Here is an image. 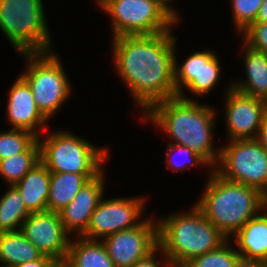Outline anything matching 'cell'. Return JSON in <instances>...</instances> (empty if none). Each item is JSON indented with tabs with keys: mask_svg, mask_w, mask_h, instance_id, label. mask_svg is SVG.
Here are the masks:
<instances>
[{
	"mask_svg": "<svg viewBox=\"0 0 267 267\" xmlns=\"http://www.w3.org/2000/svg\"><path fill=\"white\" fill-rule=\"evenodd\" d=\"M111 39L116 75L127 85L142 115L155 103L177 96L174 67L178 39L172 30Z\"/></svg>",
	"mask_w": 267,
	"mask_h": 267,
	"instance_id": "obj_1",
	"label": "cell"
},
{
	"mask_svg": "<svg viewBox=\"0 0 267 267\" xmlns=\"http://www.w3.org/2000/svg\"><path fill=\"white\" fill-rule=\"evenodd\" d=\"M214 109L210 105L176 96L155 103L141 119L149 120L169 135V139L173 140L169 144L188 147L213 169L220 156V147L215 148L213 144L216 125Z\"/></svg>",
	"mask_w": 267,
	"mask_h": 267,
	"instance_id": "obj_2",
	"label": "cell"
},
{
	"mask_svg": "<svg viewBox=\"0 0 267 267\" xmlns=\"http://www.w3.org/2000/svg\"><path fill=\"white\" fill-rule=\"evenodd\" d=\"M195 205L229 240L249 220L267 207L259 190L224 179L213 169Z\"/></svg>",
	"mask_w": 267,
	"mask_h": 267,
	"instance_id": "obj_3",
	"label": "cell"
},
{
	"mask_svg": "<svg viewBox=\"0 0 267 267\" xmlns=\"http://www.w3.org/2000/svg\"><path fill=\"white\" fill-rule=\"evenodd\" d=\"M189 209L157 221L158 246L174 265H186L227 240L195 204Z\"/></svg>",
	"mask_w": 267,
	"mask_h": 267,
	"instance_id": "obj_4",
	"label": "cell"
},
{
	"mask_svg": "<svg viewBox=\"0 0 267 267\" xmlns=\"http://www.w3.org/2000/svg\"><path fill=\"white\" fill-rule=\"evenodd\" d=\"M40 161L50 172H70L85 174L90 180L104 170V163L109 157L107 148L92 145L85 138L72 134L68 130H59L38 137Z\"/></svg>",
	"mask_w": 267,
	"mask_h": 267,
	"instance_id": "obj_5",
	"label": "cell"
},
{
	"mask_svg": "<svg viewBox=\"0 0 267 267\" xmlns=\"http://www.w3.org/2000/svg\"><path fill=\"white\" fill-rule=\"evenodd\" d=\"M111 19L113 38L168 32L180 21L178 12L164 0H97Z\"/></svg>",
	"mask_w": 267,
	"mask_h": 267,
	"instance_id": "obj_6",
	"label": "cell"
},
{
	"mask_svg": "<svg viewBox=\"0 0 267 267\" xmlns=\"http://www.w3.org/2000/svg\"><path fill=\"white\" fill-rule=\"evenodd\" d=\"M45 16L43 0H0L1 32L19 54L54 50Z\"/></svg>",
	"mask_w": 267,
	"mask_h": 267,
	"instance_id": "obj_7",
	"label": "cell"
},
{
	"mask_svg": "<svg viewBox=\"0 0 267 267\" xmlns=\"http://www.w3.org/2000/svg\"><path fill=\"white\" fill-rule=\"evenodd\" d=\"M21 55L27 64L20 76L29 84L38 109L49 120L69 100L72 91L61 58L54 50Z\"/></svg>",
	"mask_w": 267,
	"mask_h": 267,
	"instance_id": "obj_8",
	"label": "cell"
},
{
	"mask_svg": "<svg viewBox=\"0 0 267 267\" xmlns=\"http://www.w3.org/2000/svg\"><path fill=\"white\" fill-rule=\"evenodd\" d=\"M220 146L213 170L224 179L259 190L267 197V151L257 139H237ZM226 145V146H225Z\"/></svg>",
	"mask_w": 267,
	"mask_h": 267,
	"instance_id": "obj_9",
	"label": "cell"
},
{
	"mask_svg": "<svg viewBox=\"0 0 267 267\" xmlns=\"http://www.w3.org/2000/svg\"><path fill=\"white\" fill-rule=\"evenodd\" d=\"M146 199V196H133L106 200L103 196L91 216L86 232L81 237L102 241L113 233L136 227L142 222Z\"/></svg>",
	"mask_w": 267,
	"mask_h": 267,
	"instance_id": "obj_10",
	"label": "cell"
},
{
	"mask_svg": "<svg viewBox=\"0 0 267 267\" xmlns=\"http://www.w3.org/2000/svg\"><path fill=\"white\" fill-rule=\"evenodd\" d=\"M176 54L175 50L174 85L178 97L186 100L193 99L186 97L184 93L186 88L187 91L192 92L191 94L194 93L202 98L216 87L222 69L218 54L209 49L195 51L189 57L187 56L183 63H177Z\"/></svg>",
	"mask_w": 267,
	"mask_h": 267,
	"instance_id": "obj_11",
	"label": "cell"
},
{
	"mask_svg": "<svg viewBox=\"0 0 267 267\" xmlns=\"http://www.w3.org/2000/svg\"><path fill=\"white\" fill-rule=\"evenodd\" d=\"M158 220L144 218L134 228L105 237L102 242L115 267H132L158 246Z\"/></svg>",
	"mask_w": 267,
	"mask_h": 267,
	"instance_id": "obj_12",
	"label": "cell"
},
{
	"mask_svg": "<svg viewBox=\"0 0 267 267\" xmlns=\"http://www.w3.org/2000/svg\"><path fill=\"white\" fill-rule=\"evenodd\" d=\"M225 90V124L228 140L257 139L267 109L260 97L243 94L232 88Z\"/></svg>",
	"mask_w": 267,
	"mask_h": 267,
	"instance_id": "obj_13",
	"label": "cell"
},
{
	"mask_svg": "<svg viewBox=\"0 0 267 267\" xmlns=\"http://www.w3.org/2000/svg\"><path fill=\"white\" fill-rule=\"evenodd\" d=\"M20 231L44 255L58 263L66 261L71 236L65 231L59 213H31Z\"/></svg>",
	"mask_w": 267,
	"mask_h": 267,
	"instance_id": "obj_14",
	"label": "cell"
},
{
	"mask_svg": "<svg viewBox=\"0 0 267 267\" xmlns=\"http://www.w3.org/2000/svg\"><path fill=\"white\" fill-rule=\"evenodd\" d=\"M104 171L86 182L68 205L59 212L65 231L81 237L105 192ZM74 233V234H73Z\"/></svg>",
	"mask_w": 267,
	"mask_h": 267,
	"instance_id": "obj_15",
	"label": "cell"
},
{
	"mask_svg": "<svg viewBox=\"0 0 267 267\" xmlns=\"http://www.w3.org/2000/svg\"><path fill=\"white\" fill-rule=\"evenodd\" d=\"M6 119L12 129H22L40 136L48 119L38 109L29 84L19 75L9 88Z\"/></svg>",
	"mask_w": 267,
	"mask_h": 267,
	"instance_id": "obj_16",
	"label": "cell"
},
{
	"mask_svg": "<svg viewBox=\"0 0 267 267\" xmlns=\"http://www.w3.org/2000/svg\"><path fill=\"white\" fill-rule=\"evenodd\" d=\"M232 238L240 258L267 263V207L249 219Z\"/></svg>",
	"mask_w": 267,
	"mask_h": 267,
	"instance_id": "obj_17",
	"label": "cell"
},
{
	"mask_svg": "<svg viewBox=\"0 0 267 267\" xmlns=\"http://www.w3.org/2000/svg\"><path fill=\"white\" fill-rule=\"evenodd\" d=\"M51 172L40 161L14 186L30 213L47 211Z\"/></svg>",
	"mask_w": 267,
	"mask_h": 267,
	"instance_id": "obj_18",
	"label": "cell"
},
{
	"mask_svg": "<svg viewBox=\"0 0 267 267\" xmlns=\"http://www.w3.org/2000/svg\"><path fill=\"white\" fill-rule=\"evenodd\" d=\"M243 45L246 80L234 81L232 88L246 95L261 97L267 90V53L258 52L245 43Z\"/></svg>",
	"mask_w": 267,
	"mask_h": 267,
	"instance_id": "obj_19",
	"label": "cell"
},
{
	"mask_svg": "<svg viewBox=\"0 0 267 267\" xmlns=\"http://www.w3.org/2000/svg\"><path fill=\"white\" fill-rule=\"evenodd\" d=\"M75 238V241L70 239L64 262L67 267H115L102 241Z\"/></svg>",
	"mask_w": 267,
	"mask_h": 267,
	"instance_id": "obj_20",
	"label": "cell"
},
{
	"mask_svg": "<svg viewBox=\"0 0 267 267\" xmlns=\"http://www.w3.org/2000/svg\"><path fill=\"white\" fill-rule=\"evenodd\" d=\"M43 255L20 230L0 233L1 267H15L40 259Z\"/></svg>",
	"mask_w": 267,
	"mask_h": 267,
	"instance_id": "obj_21",
	"label": "cell"
},
{
	"mask_svg": "<svg viewBox=\"0 0 267 267\" xmlns=\"http://www.w3.org/2000/svg\"><path fill=\"white\" fill-rule=\"evenodd\" d=\"M89 180L85 174L51 172L47 211L59 213Z\"/></svg>",
	"mask_w": 267,
	"mask_h": 267,
	"instance_id": "obj_22",
	"label": "cell"
},
{
	"mask_svg": "<svg viewBox=\"0 0 267 267\" xmlns=\"http://www.w3.org/2000/svg\"><path fill=\"white\" fill-rule=\"evenodd\" d=\"M30 214L19 190L9 186L0 197V233L20 230Z\"/></svg>",
	"mask_w": 267,
	"mask_h": 267,
	"instance_id": "obj_23",
	"label": "cell"
},
{
	"mask_svg": "<svg viewBox=\"0 0 267 267\" xmlns=\"http://www.w3.org/2000/svg\"><path fill=\"white\" fill-rule=\"evenodd\" d=\"M39 162L40 145L37 139L25 152L0 160V176L8 186H13Z\"/></svg>",
	"mask_w": 267,
	"mask_h": 267,
	"instance_id": "obj_24",
	"label": "cell"
},
{
	"mask_svg": "<svg viewBox=\"0 0 267 267\" xmlns=\"http://www.w3.org/2000/svg\"><path fill=\"white\" fill-rule=\"evenodd\" d=\"M228 239L217 249L197 256L189 261L186 267H233L240 255L230 245Z\"/></svg>",
	"mask_w": 267,
	"mask_h": 267,
	"instance_id": "obj_25",
	"label": "cell"
},
{
	"mask_svg": "<svg viewBox=\"0 0 267 267\" xmlns=\"http://www.w3.org/2000/svg\"><path fill=\"white\" fill-rule=\"evenodd\" d=\"M38 137L26 130L0 131V160L25 152Z\"/></svg>",
	"mask_w": 267,
	"mask_h": 267,
	"instance_id": "obj_26",
	"label": "cell"
},
{
	"mask_svg": "<svg viewBox=\"0 0 267 267\" xmlns=\"http://www.w3.org/2000/svg\"><path fill=\"white\" fill-rule=\"evenodd\" d=\"M166 159H165V163L167 164L166 166H168V168L171 169L172 172L174 171H183L184 170H189L191 169L193 166L194 168L196 167V165L202 166V168L204 167H208L209 169L211 168L210 165L202 158L200 157L197 153H194L191 149H189L186 146H180V145H176V144H168L167 145V150H166ZM179 154V157H181V159L186 158L185 160L187 161H183L182 160H178L175 161L174 156L176 154ZM178 158V155L176 156ZM204 166V167H203Z\"/></svg>",
	"mask_w": 267,
	"mask_h": 267,
	"instance_id": "obj_27",
	"label": "cell"
},
{
	"mask_svg": "<svg viewBox=\"0 0 267 267\" xmlns=\"http://www.w3.org/2000/svg\"><path fill=\"white\" fill-rule=\"evenodd\" d=\"M263 2L264 0H230L233 24L239 35L256 22Z\"/></svg>",
	"mask_w": 267,
	"mask_h": 267,
	"instance_id": "obj_28",
	"label": "cell"
},
{
	"mask_svg": "<svg viewBox=\"0 0 267 267\" xmlns=\"http://www.w3.org/2000/svg\"><path fill=\"white\" fill-rule=\"evenodd\" d=\"M243 42L250 48L267 53V23L254 22L241 34Z\"/></svg>",
	"mask_w": 267,
	"mask_h": 267,
	"instance_id": "obj_29",
	"label": "cell"
},
{
	"mask_svg": "<svg viewBox=\"0 0 267 267\" xmlns=\"http://www.w3.org/2000/svg\"><path fill=\"white\" fill-rule=\"evenodd\" d=\"M157 254H162V256L164 257L163 260L157 259ZM171 266L172 262L163 253L161 248L157 246L150 254L138 260L132 267H171Z\"/></svg>",
	"mask_w": 267,
	"mask_h": 267,
	"instance_id": "obj_30",
	"label": "cell"
},
{
	"mask_svg": "<svg viewBox=\"0 0 267 267\" xmlns=\"http://www.w3.org/2000/svg\"><path fill=\"white\" fill-rule=\"evenodd\" d=\"M58 262L52 257L43 255L40 259L32 262H25L15 267H55Z\"/></svg>",
	"mask_w": 267,
	"mask_h": 267,
	"instance_id": "obj_31",
	"label": "cell"
},
{
	"mask_svg": "<svg viewBox=\"0 0 267 267\" xmlns=\"http://www.w3.org/2000/svg\"><path fill=\"white\" fill-rule=\"evenodd\" d=\"M257 140L267 151V109L263 116V121H262V125L260 126Z\"/></svg>",
	"mask_w": 267,
	"mask_h": 267,
	"instance_id": "obj_32",
	"label": "cell"
},
{
	"mask_svg": "<svg viewBox=\"0 0 267 267\" xmlns=\"http://www.w3.org/2000/svg\"><path fill=\"white\" fill-rule=\"evenodd\" d=\"M263 263L239 258L233 267H260Z\"/></svg>",
	"mask_w": 267,
	"mask_h": 267,
	"instance_id": "obj_33",
	"label": "cell"
},
{
	"mask_svg": "<svg viewBox=\"0 0 267 267\" xmlns=\"http://www.w3.org/2000/svg\"><path fill=\"white\" fill-rule=\"evenodd\" d=\"M256 22H266L267 23V0H264L263 4L261 5Z\"/></svg>",
	"mask_w": 267,
	"mask_h": 267,
	"instance_id": "obj_34",
	"label": "cell"
},
{
	"mask_svg": "<svg viewBox=\"0 0 267 267\" xmlns=\"http://www.w3.org/2000/svg\"><path fill=\"white\" fill-rule=\"evenodd\" d=\"M260 98L265 103V105L267 106V90Z\"/></svg>",
	"mask_w": 267,
	"mask_h": 267,
	"instance_id": "obj_35",
	"label": "cell"
},
{
	"mask_svg": "<svg viewBox=\"0 0 267 267\" xmlns=\"http://www.w3.org/2000/svg\"><path fill=\"white\" fill-rule=\"evenodd\" d=\"M55 267H67L65 263H57Z\"/></svg>",
	"mask_w": 267,
	"mask_h": 267,
	"instance_id": "obj_36",
	"label": "cell"
},
{
	"mask_svg": "<svg viewBox=\"0 0 267 267\" xmlns=\"http://www.w3.org/2000/svg\"><path fill=\"white\" fill-rule=\"evenodd\" d=\"M170 7H172V5L170 4L171 2L173 3V1L175 0H164Z\"/></svg>",
	"mask_w": 267,
	"mask_h": 267,
	"instance_id": "obj_37",
	"label": "cell"
},
{
	"mask_svg": "<svg viewBox=\"0 0 267 267\" xmlns=\"http://www.w3.org/2000/svg\"><path fill=\"white\" fill-rule=\"evenodd\" d=\"M171 267H186V266L185 265H174V264H172Z\"/></svg>",
	"mask_w": 267,
	"mask_h": 267,
	"instance_id": "obj_38",
	"label": "cell"
},
{
	"mask_svg": "<svg viewBox=\"0 0 267 267\" xmlns=\"http://www.w3.org/2000/svg\"><path fill=\"white\" fill-rule=\"evenodd\" d=\"M260 267H267V263H263Z\"/></svg>",
	"mask_w": 267,
	"mask_h": 267,
	"instance_id": "obj_39",
	"label": "cell"
}]
</instances>
